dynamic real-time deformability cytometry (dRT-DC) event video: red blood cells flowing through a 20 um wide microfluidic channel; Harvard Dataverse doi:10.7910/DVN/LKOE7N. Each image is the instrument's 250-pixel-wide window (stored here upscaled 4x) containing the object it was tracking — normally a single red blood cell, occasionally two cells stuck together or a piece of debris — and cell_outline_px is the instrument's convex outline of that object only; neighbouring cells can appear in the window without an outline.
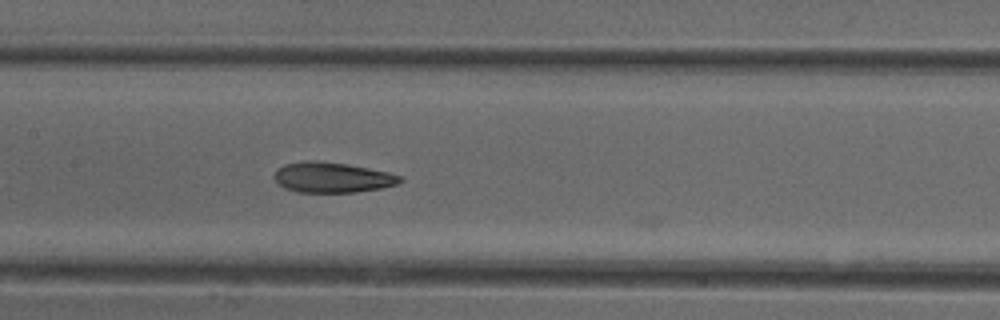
{"species": "common noctule bat (a hibernating species)", "species_latin": "Nyctalus noctula", "temperature_condition": "cold", "stored_images_in_passage": 14, "camera_frame_rate_fps": 3000, "um_per_image_px": 0.085, "animal": {"sex": "female"}, "frame": {"image": 1, "passage_image": 12, "time_ms": 3.667, "image_size_px": [1000, 320], "cell_outline_px": [[404, 180], [396, 184], [380, 188], [356, 192], [296, 192], [284, 188], [276, 184], [272, 176], [284, 164], [304, 160], [316, 160], [348, 164], [388, 172], [400, 176]], "centroid_in_image_um": [28.18, 15.08], "position_along_channel_um": 179.2, "area_um2": 22.37}}